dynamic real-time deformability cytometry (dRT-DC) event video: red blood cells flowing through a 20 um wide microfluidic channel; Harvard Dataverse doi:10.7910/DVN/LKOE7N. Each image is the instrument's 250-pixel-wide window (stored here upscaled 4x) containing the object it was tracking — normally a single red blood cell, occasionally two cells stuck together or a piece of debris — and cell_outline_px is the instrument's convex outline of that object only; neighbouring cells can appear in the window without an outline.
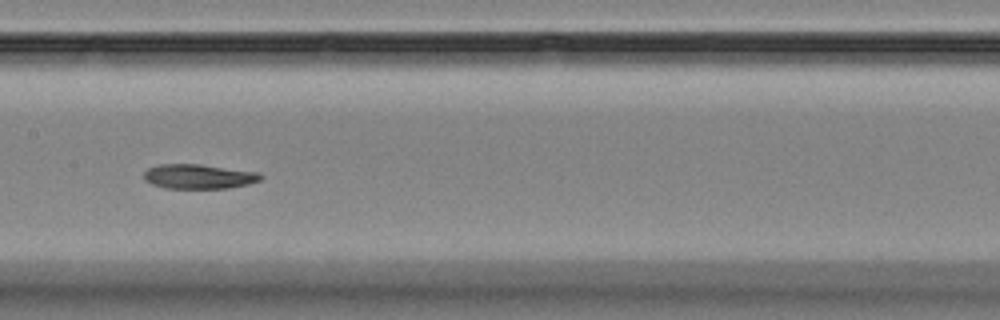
{"species": "Egyptian fruit bat (a non-hibernating species)", "species_latin": "Rousettus aegyptiacus", "temperature_condition": "room temperature", "stored_images_in_passage": 17, "segment_of_instrument_passage": [1, 2], "camera_frame_rate_fps": 3000, "um_per_image_px": 0.085, "animal": {"sex": "female"}, "frame": {"image": 1, "passage_image": 8, "time_ms": 8.0, "image_size_px": [1000, 320], "cell_outline_px": [[264, 176], [260, 180], [248, 184], [228, 188], [164, 188], [152, 184], [144, 180], [144, 172], [148, 168], [160, 164], [200, 164], [260, 172]], "centroid_in_image_um": [16.9, 15.0], "position_along_channel_um": 190.5, "area_um2": 16.82}}
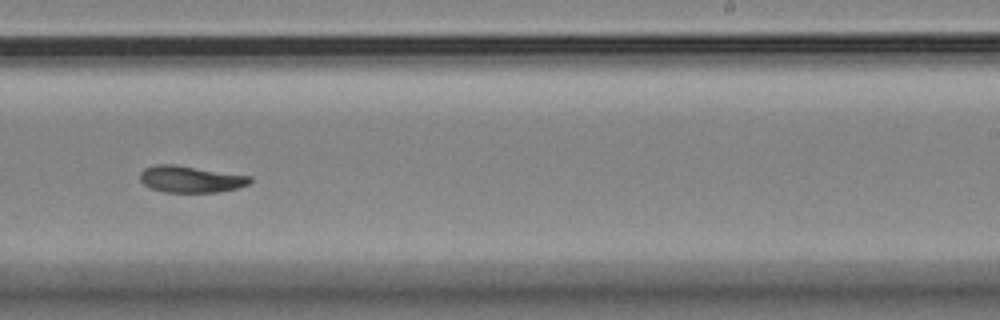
{"frame": {"image": 2, "passage_image": 10, "time_ms": 10.333, "image_size_px": [1000, 320], "cell_outline_px": [[252, 180], [248, 184], [236, 188], [220, 192], [164, 192], [152, 188], [144, 184], [140, 180], [140, 172], [144, 168], [156, 164], [172, 164], [252, 176]], "centroid_in_image_um": [16.2, 15.23], "position_along_channel_um": 272.8, "area_um2": 16.99}}
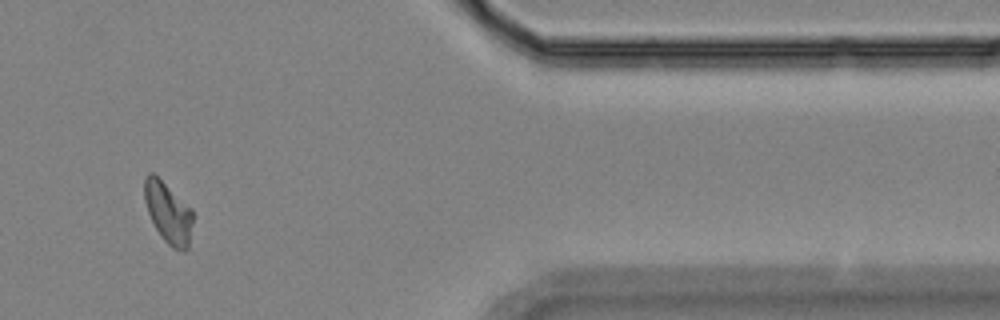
{"frame": {"image": 3, "passage_image": 14, "time_ms": 14.667, "image_size_px": [1000, 320], "cell_outline_px": [[192, 220], [188, 248], [184, 252], [180, 252], [172, 248], [164, 240], [156, 228], [148, 212], [144, 200], [144, 180], [148, 172], [152, 172], [192, 208]], "centroid_in_image_um": [14.29, 18.09], "position_along_channel_um": 397.1, "area_um2": 17.05}}